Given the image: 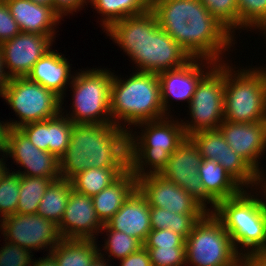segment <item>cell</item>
Instances as JSON below:
<instances>
[{
  "instance_id": "obj_15",
  "label": "cell",
  "mask_w": 266,
  "mask_h": 266,
  "mask_svg": "<svg viewBox=\"0 0 266 266\" xmlns=\"http://www.w3.org/2000/svg\"><path fill=\"white\" fill-rule=\"evenodd\" d=\"M54 38V35L20 32L14 38L2 42L0 46L7 75L10 78L26 77L34 64L52 50Z\"/></svg>"
},
{
  "instance_id": "obj_19",
  "label": "cell",
  "mask_w": 266,
  "mask_h": 266,
  "mask_svg": "<svg viewBox=\"0 0 266 266\" xmlns=\"http://www.w3.org/2000/svg\"><path fill=\"white\" fill-rule=\"evenodd\" d=\"M218 130L239 156L256 172L260 171L258 159L266 151V121L232 123L224 120Z\"/></svg>"
},
{
  "instance_id": "obj_36",
  "label": "cell",
  "mask_w": 266,
  "mask_h": 266,
  "mask_svg": "<svg viewBox=\"0 0 266 266\" xmlns=\"http://www.w3.org/2000/svg\"><path fill=\"white\" fill-rule=\"evenodd\" d=\"M209 12L231 33L238 29L236 0H200Z\"/></svg>"
},
{
  "instance_id": "obj_14",
  "label": "cell",
  "mask_w": 266,
  "mask_h": 266,
  "mask_svg": "<svg viewBox=\"0 0 266 266\" xmlns=\"http://www.w3.org/2000/svg\"><path fill=\"white\" fill-rule=\"evenodd\" d=\"M188 138L202 158L216 160L242 188L254 187L256 171L229 146L218 129L198 131Z\"/></svg>"
},
{
  "instance_id": "obj_12",
  "label": "cell",
  "mask_w": 266,
  "mask_h": 266,
  "mask_svg": "<svg viewBox=\"0 0 266 266\" xmlns=\"http://www.w3.org/2000/svg\"><path fill=\"white\" fill-rule=\"evenodd\" d=\"M5 240L29 251L50 248L63 239L58 225L38 214H13L0 220ZM49 246V247H48Z\"/></svg>"
},
{
  "instance_id": "obj_39",
  "label": "cell",
  "mask_w": 266,
  "mask_h": 266,
  "mask_svg": "<svg viewBox=\"0 0 266 266\" xmlns=\"http://www.w3.org/2000/svg\"><path fill=\"white\" fill-rule=\"evenodd\" d=\"M185 238L170 229H152L143 246L145 248L157 247H185Z\"/></svg>"
},
{
  "instance_id": "obj_22",
  "label": "cell",
  "mask_w": 266,
  "mask_h": 266,
  "mask_svg": "<svg viewBox=\"0 0 266 266\" xmlns=\"http://www.w3.org/2000/svg\"><path fill=\"white\" fill-rule=\"evenodd\" d=\"M6 5L21 32L40 35L56 34V25L62 17L53 8L38 5L31 0H10Z\"/></svg>"
},
{
  "instance_id": "obj_16",
  "label": "cell",
  "mask_w": 266,
  "mask_h": 266,
  "mask_svg": "<svg viewBox=\"0 0 266 266\" xmlns=\"http://www.w3.org/2000/svg\"><path fill=\"white\" fill-rule=\"evenodd\" d=\"M5 155L23 167L25 171L15 172L20 176L60 177L59 159L33 145L19 128L10 129Z\"/></svg>"
},
{
  "instance_id": "obj_53",
  "label": "cell",
  "mask_w": 266,
  "mask_h": 266,
  "mask_svg": "<svg viewBox=\"0 0 266 266\" xmlns=\"http://www.w3.org/2000/svg\"><path fill=\"white\" fill-rule=\"evenodd\" d=\"M7 1H10V0H0V2L2 3H6Z\"/></svg>"
},
{
  "instance_id": "obj_21",
  "label": "cell",
  "mask_w": 266,
  "mask_h": 266,
  "mask_svg": "<svg viewBox=\"0 0 266 266\" xmlns=\"http://www.w3.org/2000/svg\"><path fill=\"white\" fill-rule=\"evenodd\" d=\"M105 225L110 230L124 232L144 244L152 230L150 206L146 198L136 189Z\"/></svg>"
},
{
  "instance_id": "obj_27",
  "label": "cell",
  "mask_w": 266,
  "mask_h": 266,
  "mask_svg": "<svg viewBox=\"0 0 266 266\" xmlns=\"http://www.w3.org/2000/svg\"><path fill=\"white\" fill-rule=\"evenodd\" d=\"M97 13L102 14V29L129 16H136L150 9L148 0H90Z\"/></svg>"
},
{
  "instance_id": "obj_8",
  "label": "cell",
  "mask_w": 266,
  "mask_h": 266,
  "mask_svg": "<svg viewBox=\"0 0 266 266\" xmlns=\"http://www.w3.org/2000/svg\"><path fill=\"white\" fill-rule=\"evenodd\" d=\"M241 255L213 213H206L185 240L186 265L239 266Z\"/></svg>"
},
{
  "instance_id": "obj_4",
  "label": "cell",
  "mask_w": 266,
  "mask_h": 266,
  "mask_svg": "<svg viewBox=\"0 0 266 266\" xmlns=\"http://www.w3.org/2000/svg\"><path fill=\"white\" fill-rule=\"evenodd\" d=\"M168 117L136 124L144 127L140 136L128 131V169L136 178L161 174L170 155L187 138L182 121Z\"/></svg>"
},
{
  "instance_id": "obj_6",
  "label": "cell",
  "mask_w": 266,
  "mask_h": 266,
  "mask_svg": "<svg viewBox=\"0 0 266 266\" xmlns=\"http://www.w3.org/2000/svg\"><path fill=\"white\" fill-rule=\"evenodd\" d=\"M248 192L243 189L238 195L219 201L212 212L230 235L236 251L240 246L241 251L247 248L242 256L266 251V209L261 199Z\"/></svg>"
},
{
  "instance_id": "obj_5",
  "label": "cell",
  "mask_w": 266,
  "mask_h": 266,
  "mask_svg": "<svg viewBox=\"0 0 266 266\" xmlns=\"http://www.w3.org/2000/svg\"><path fill=\"white\" fill-rule=\"evenodd\" d=\"M110 114L112 124L123 129L127 128L124 123L135 126L168 116L161 103L158 74L137 71L127 80H122L113 73Z\"/></svg>"
},
{
  "instance_id": "obj_31",
  "label": "cell",
  "mask_w": 266,
  "mask_h": 266,
  "mask_svg": "<svg viewBox=\"0 0 266 266\" xmlns=\"http://www.w3.org/2000/svg\"><path fill=\"white\" fill-rule=\"evenodd\" d=\"M205 214H179L163 208L150 206V223L152 229H170L185 239L192 232L194 225Z\"/></svg>"
},
{
  "instance_id": "obj_30",
  "label": "cell",
  "mask_w": 266,
  "mask_h": 266,
  "mask_svg": "<svg viewBox=\"0 0 266 266\" xmlns=\"http://www.w3.org/2000/svg\"><path fill=\"white\" fill-rule=\"evenodd\" d=\"M60 178L20 176V193L16 213L36 214L49 185Z\"/></svg>"
},
{
  "instance_id": "obj_3",
  "label": "cell",
  "mask_w": 266,
  "mask_h": 266,
  "mask_svg": "<svg viewBox=\"0 0 266 266\" xmlns=\"http://www.w3.org/2000/svg\"><path fill=\"white\" fill-rule=\"evenodd\" d=\"M128 129L112 123L74 124L59 158L60 177L70 180L89 168H128Z\"/></svg>"
},
{
  "instance_id": "obj_41",
  "label": "cell",
  "mask_w": 266,
  "mask_h": 266,
  "mask_svg": "<svg viewBox=\"0 0 266 266\" xmlns=\"http://www.w3.org/2000/svg\"><path fill=\"white\" fill-rule=\"evenodd\" d=\"M20 32L19 26L6 3L0 2V44L14 38Z\"/></svg>"
},
{
  "instance_id": "obj_29",
  "label": "cell",
  "mask_w": 266,
  "mask_h": 266,
  "mask_svg": "<svg viewBox=\"0 0 266 266\" xmlns=\"http://www.w3.org/2000/svg\"><path fill=\"white\" fill-rule=\"evenodd\" d=\"M71 190L70 180L63 178L54 180L42 197L36 214L59 225Z\"/></svg>"
},
{
  "instance_id": "obj_24",
  "label": "cell",
  "mask_w": 266,
  "mask_h": 266,
  "mask_svg": "<svg viewBox=\"0 0 266 266\" xmlns=\"http://www.w3.org/2000/svg\"><path fill=\"white\" fill-rule=\"evenodd\" d=\"M137 189V178L127 169L113 183L92 196L96 215L105 225Z\"/></svg>"
},
{
  "instance_id": "obj_2",
  "label": "cell",
  "mask_w": 266,
  "mask_h": 266,
  "mask_svg": "<svg viewBox=\"0 0 266 266\" xmlns=\"http://www.w3.org/2000/svg\"><path fill=\"white\" fill-rule=\"evenodd\" d=\"M104 31L137 64L138 71L158 74L180 68L192 59L159 26L150 9L143 14L116 21Z\"/></svg>"
},
{
  "instance_id": "obj_26",
  "label": "cell",
  "mask_w": 266,
  "mask_h": 266,
  "mask_svg": "<svg viewBox=\"0 0 266 266\" xmlns=\"http://www.w3.org/2000/svg\"><path fill=\"white\" fill-rule=\"evenodd\" d=\"M100 251L95 239L63 238L50 253L57 266H91Z\"/></svg>"
},
{
  "instance_id": "obj_9",
  "label": "cell",
  "mask_w": 266,
  "mask_h": 266,
  "mask_svg": "<svg viewBox=\"0 0 266 266\" xmlns=\"http://www.w3.org/2000/svg\"><path fill=\"white\" fill-rule=\"evenodd\" d=\"M73 86L72 112L66 114L74 124L112 123L110 114L111 82L113 72L106 68L77 72Z\"/></svg>"
},
{
  "instance_id": "obj_18",
  "label": "cell",
  "mask_w": 266,
  "mask_h": 266,
  "mask_svg": "<svg viewBox=\"0 0 266 266\" xmlns=\"http://www.w3.org/2000/svg\"><path fill=\"white\" fill-rule=\"evenodd\" d=\"M202 62H205V65H209L206 67ZM216 64L217 63L208 59L200 60V58H192L180 68L158 73L160 98L164 112L170 116L168 110L170 109L169 101L171 97L175 98L176 101L186 100L190 103L200 80L210 71L209 69H212ZM204 66L206 69L208 68L207 71L206 69L203 70Z\"/></svg>"
},
{
  "instance_id": "obj_32",
  "label": "cell",
  "mask_w": 266,
  "mask_h": 266,
  "mask_svg": "<svg viewBox=\"0 0 266 266\" xmlns=\"http://www.w3.org/2000/svg\"><path fill=\"white\" fill-rule=\"evenodd\" d=\"M74 123L64 116V112L54 118L47 119L48 152L58 159L65 153L70 143Z\"/></svg>"
},
{
  "instance_id": "obj_34",
  "label": "cell",
  "mask_w": 266,
  "mask_h": 266,
  "mask_svg": "<svg viewBox=\"0 0 266 266\" xmlns=\"http://www.w3.org/2000/svg\"><path fill=\"white\" fill-rule=\"evenodd\" d=\"M238 29L266 27V0H236Z\"/></svg>"
},
{
  "instance_id": "obj_28",
  "label": "cell",
  "mask_w": 266,
  "mask_h": 266,
  "mask_svg": "<svg viewBox=\"0 0 266 266\" xmlns=\"http://www.w3.org/2000/svg\"><path fill=\"white\" fill-rule=\"evenodd\" d=\"M128 168H89L70 179L72 189L80 194L94 196L113 183Z\"/></svg>"
},
{
  "instance_id": "obj_40",
  "label": "cell",
  "mask_w": 266,
  "mask_h": 266,
  "mask_svg": "<svg viewBox=\"0 0 266 266\" xmlns=\"http://www.w3.org/2000/svg\"><path fill=\"white\" fill-rule=\"evenodd\" d=\"M40 150L48 152L47 143V120L31 122L19 128Z\"/></svg>"
},
{
  "instance_id": "obj_7",
  "label": "cell",
  "mask_w": 266,
  "mask_h": 266,
  "mask_svg": "<svg viewBox=\"0 0 266 266\" xmlns=\"http://www.w3.org/2000/svg\"><path fill=\"white\" fill-rule=\"evenodd\" d=\"M225 63L224 120L266 121V71L263 67L234 71ZM230 66V67H229Z\"/></svg>"
},
{
  "instance_id": "obj_45",
  "label": "cell",
  "mask_w": 266,
  "mask_h": 266,
  "mask_svg": "<svg viewBox=\"0 0 266 266\" xmlns=\"http://www.w3.org/2000/svg\"><path fill=\"white\" fill-rule=\"evenodd\" d=\"M10 129L8 121L0 122V152H3L4 156L7 150L8 134Z\"/></svg>"
},
{
  "instance_id": "obj_1",
  "label": "cell",
  "mask_w": 266,
  "mask_h": 266,
  "mask_svg": "<svg viewBox=\"0 0 266 266\" xmlns=\"http://www.w3.org/2000/svg\"><path fill=\"white\" fill-rule=\"evenodd\" d=\"M150 10L159 26L191 58L221 63L220 56L235 44L234 35L200 0H153Z\"/></svg>"
},
{
  "instance_id": "obj_37",
  "label": "cell",
  "mask_w": 266,
  "mask_h": 266,
  "mask_svg": "<svg viewBox=\"0 0 266 266\" xmlns=\"http://www.w3.org/2000/svg\"><path fill=\"white\" fill-rule=\"evenodd\" d=\"M152 266H184L186 265L185 247L146 248Z\"/></svg>"
},
{
  "instance_id": "obj_51",
  "label": "cell",
  "mask_w": 266,
  "mask_h": 266,
  "mask_svg": "<svg viewBox=\"0 0 266 266\" xmlns=\"http://www.w3.org/2000/svg\"><path fill=\"white\" fill-rule=\"evenodd\" d=\"M4 158H0V178L5 174V172L9 169L7 168V164L3 161ZM6 164V165H5ZM6 166V167H5Z\"/></svg>"
},
{
  "instance_id": "obj_23",
  "label": "cell",
  "mask_w": 266,
  "mask_h": 266,
  "mask_svg": "<svg viewBox=\"0 0 266 266\" xmlns=\"http://www.w3.org/2000/svg\"><path fill=\"white\" fill-rule=\"evenodd\" d=\"M70 71L69 61L64 55L50 50L34 64L26 77L52 90L61 97V102H63L66 84H71L70 80L73 79V74L71 75Z\"/></svg>"
},
{
  "instance_id": "obj_13",
  "label": "cell",
  "mask_w": 266,
  "mask_h": 266,
  "mask_svg": "<svg viewBox=\"0 0 266 266\" xmlns=\"http://www.w3.org/2000/svg\"><path fill=\"white\" fill-rule=\"evenodd\" d=\"M202 159L198 148L187 137L170 155L160 175L184 189L207 213H212L216 203L206 194L198 175ZM209 203L211 210L206 206Z\"/></svg>"
},
{
  "instance_id": "obj_42",
  "label": "cell",
  "mask_w": 266,
  "mask_h": 266,
  "mask_svg": "<svg viewBox=\"0 0 266 266\" xmlns=\"http://www.w3.org/2000/svg\"><path fill=\"white\" fill-rule=\"evenodd\" d=\"M120 266H152L149 253L143 246L137 252L120 259Z\"/></svg>"
},
{
  "instance_id": "obj_47",
  "label": "cell",
  "mask_w": 266,
  "mask_h": 266,
  "mask_svg": "<svg viewBox=\"0 0 266 266\" xmlns=\"http://www.w3.org/2000/svg\"><path fill=\"white\" fill-rule=\"evenodd\" d=\"M264 172V170H260V171H257L256 172V181H255V186H256V188H253V189H257V186L260 188V189H263V193H262V195H264L265 197H264V200H263V198L261 197V201H262V203H263V206H264V208L266 209V177L262 174L263 172ZM265 180V181H264ZM264 182V183H263ZM260 184H262V185H260ZM263 187V188H262Z\"/></svg>"
},
{
  "instance_id": "obj_25",
  "label": "cell",
  "mask_w": 266,
  "mask_h": 266,
  "mask_svg": "<svg viewBox=\"0 0 266 266\" xmlns=\"http://www.w3.org/2000/svg\"><path fill=\"white\" fill-rule=\"evenodd\" d=\"M198 175L206 194L216 204L238 195L244 189L216 160L203 158L198 169Z\"/></svg>"
},
{
  "instance_id": "obj_17",
  "label": "cell",
  "mask_w": 266,
  "mask_h": 266,
  "mask_svg": "<svg viewBox=\"0 0 266 266\" xmlns=\"http://www.w3.org/2000/svg\"><path fill=\"white\" fill-rule=\"evenodd\" d=\"M137 189L149 206L179 214H206L207 212L189 194L160 174L137 178Z\"/></svg>"
},
{
  "instance_id": "obj_48",
  "label": "cell",
  "mask_w": 266,
  "mask_h": 266,
  "mask_svg": "<svg viewBox=\"0 0 266 266\" xmlns=\"http://www.w3.org/2000/svg\"><path fill=\"white\" fill-rule=\"evenodd\" d=\"M40 258L39 260H35V262L33 261L32 265L33 266H57V261L55 257L49 252L45 258L44 257H40Z\"/></svg>"
},
{
  "instance_id": "obj_35",
  "label": "cell",
  "mask_w": 266,
  "mask_h": 266,
  "mask_svg": "<svg viewBox=\"0 0 266 266\" xmlns=\"http://www.w3.org/2000/svg\"><path fill=\"white\" fill-rule=\"evenodd\" d=\"M8 169L0 178V217L16 214L20 193V175ZM2 215V216H1Z\"/></svg>"
},
{
  "instance_id": "obj_49",
  "label": "cell",
  "mask_w": 266,
  "mask_h": 266,
  "mask_svg": "<svg viewBox=\"0 0 266 266\" xmlns=\"http://www.w3.org/2000/svg\"><path fill=\"white\" fill-rule=\"evenodd\" d=\"M105 254H101V252H99V255L94 259V261L92 262L91 266H111L108 264V261H110L109 259H104ZM108 260V261H105Z\"/></svg>"
},
{
  "instance_id": "obj_52",
  "label": "cell",
  "mask_w": 266,
  "mask_h": 266,
  "mask_svg": "<svg viewBox=\"0 0 266 266\" xmlns=\"http://www.w3.org/2000/svg\"><path fill=\"white\" fill-rule=\"evenodd\" d=\"M261 31H264L263 34H265V36H266V27H264ZM264 69H265V71H266V67H265Z\"/></svg>"
},
{
  "instance_id": "obj_38",
  "label": "cell",
  "mask_w": 266,
  "mask_h": 266,
  "mask_svg": "<svg viewBox=\"0 0 266 266\" xmlns=\"http://www.w3.org/2000/svg\"><path fill=\"white\" fill-rule=\"evenodd\" d=\"M4 241L6 244L0 249V266H32L31 251Z\"/></svg>"
},
{
  "instance_id": "obj_20",
  "label": "cell",
  "mask_w": 266,
  "mask_h": 266,
  "mask_svg": "<svg viewBox=\"0 0 266 266\" xmlns=\"http://www.w3.org/2000/svg\"><path fill=\"white\" fill-rule=\"evenodd\" d=\"M102 227L103 224L96 215L92 198L72 189L63 218L58 225L62 238L97 240L94 235L100 233Z\"/></svg>"
},
{
  "instance_id": "obj_10",
  "label": "cell",
  "mask_w": 266,
  "mask_h": 266,
  "mask_svg": "<svg viewBox=\"0 0 266 266\" xmlns=\"http://www.w3.org/2000/svg\"><path fill=\"white\" fill-rule=\"evenodd\" d=\"M3 98L20 120L8 122L10 128L51 119L64 110L61 97L27 77L10 78Z\"/></svg>"
},
{
  "instance_id": "obj_11",
  "label": "cell",
  "mask_w": 266,
  "mask_h": 266,
  "mask_svg": "<svg viewBox=\"0 0 266 266\" xmlns=\"http://www.w3.org/2000/svg\"><path fill=\"white\" fill-rule=\"evenodd\" d=\"M225 63H217L200 80L189 103L191 121H182L185 135L218 129L224 121Z\"/></svg>"
},
{
  "instance_id": "obj_50",
  "label": "cell",
  "mask_w": 266,
  "mask_h": 266,
  "mask_svg": "<svg viewBox=\"0 0 266 266\" xmlns=\"http://www.w3.org/2000/svg\"><path fill=\"white\" fill-rule=\"evenodd\" d=\"M31 1L38 5H43L54 9V0H31Z\"/></svg>"
},
{
  "instance_id": "obj_46",
  "label": "cell",
  "mask_w": 266,
  "mask_h": 266,
  "mask_svg": "<svg viewBox=\"0 0 266 266\" xmlns=\"http://www.w3.org/2000/svg\"><path fill=\"white\" fill-rule=\"evenodd\" d=\"M3 65V51L0 46V96L4 97L5 89L9 83L10 77L7 75Z\"/></svg>"
},
{
  "instance_id": "obj_44",
  "label": "cell",
  "mask_w": 266,
  "mask_h": 266,
  "mask_svg": "<svg viewBox=\"0 0 266 266\" xmlns=\"http://www.w3.org/2000/svg\"><path fill=\"white\" fill-rule=\"evenodd\" d=\"M239 266H266V251L241 256Z\"/></svg>"
},
{
  "instance_id": "obj_33",
  "label": "cell",
  "mask_w": 266,
  "mask_h": 266,
  "mask_svg": "<svg viewBox=\"0 0 266 266\" xmlns=\"http://www.w3.org/2000/svg\"><path fill=\"white\" fill-rule=\"evenodd\" d=\"M106 232L107 239H105L104 243V252L107 253L109 251L110 254L108 257L113 256L114 258L122 259L130 254L137 252L140 248L143 247V244L136 238L127 235L124 232H118L115 230H110L106 225H103L100 230Z\"/></svg>"
},
{
  "instance_id": "obj_43",
  "label": "cell",
  "mask_w": 266,
  "mask_h": 266,
  "mask_svg": "<svg viewBox=\"0 0 266 266\" xmlns=\"http://www.w3.org/2000/svg\"><path fill=\"white\" fill-rule=\"evenodd\" d=\"M89 0H54V10L61 16L79 11Z\"/></svg>"
}]
</instances>
